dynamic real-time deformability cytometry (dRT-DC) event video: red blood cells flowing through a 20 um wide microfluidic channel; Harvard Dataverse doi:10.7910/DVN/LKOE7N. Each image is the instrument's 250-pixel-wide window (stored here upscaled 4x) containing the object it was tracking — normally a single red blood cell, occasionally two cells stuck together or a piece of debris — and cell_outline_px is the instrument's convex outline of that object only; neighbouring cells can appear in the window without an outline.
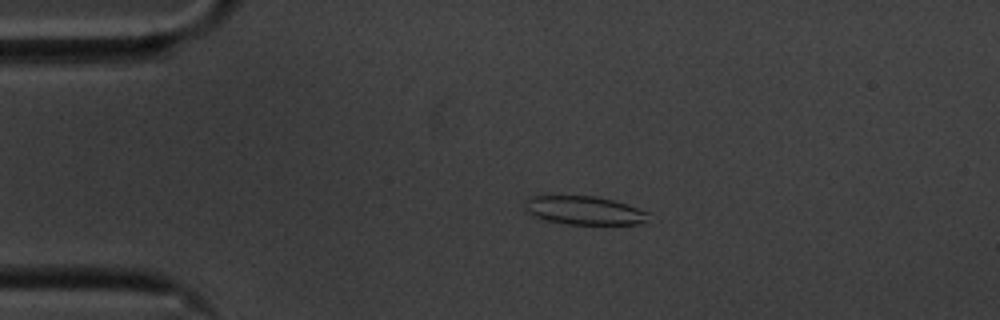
{"species": "common noctule bat (a hibernating species)", "species_latin": "Nyctalus noctula", "temperature_condition": "cold", "stored_images_in_passage": 48, "camera_frame_rate_fps": 3000, "um_per_image_px": 0.085, "animal": {"sex": "male", "body_mass_g": 20.1, "forearm_length_mm": 53.5}, "frame": {"image": 1, "passage_image": 3, "time_ms": 0.667, "image_size_px": [1000, 320], "cell_outline_px": [[648, 212], [644, 220], [640, 224], [568, 224], [540, 220], [528, 212], [524, 208], [528, 200], [532, 196], [596, 196], [628, 204]], "centroid_in_image_um": [49.62, 17.89], "position_along_channel_um": 35.4, "area_um2": 20.35}}
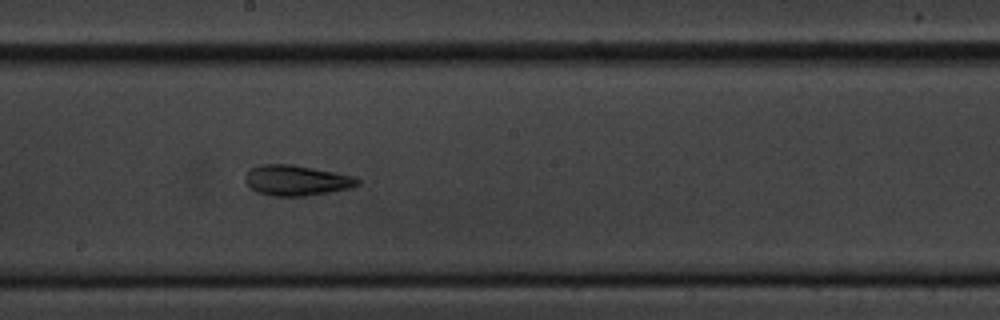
{"frame": {"image": 2, "passage_image": 22, "time_ms": 7.0, "image_size_px": [1000, 320], "cell_outline_px": [[360, 184], [348, 188], [328, 192], [304, 196], [272, 196], [256, 192], [244, 180], [244, 176], [252, 168], [260, 164], [292, 164], [352, 176], [360, 180]], "centroid_in_image_um": [25.15, 15.33], "position_along_channel_um": 223.0, "area_um2": 19.65}}
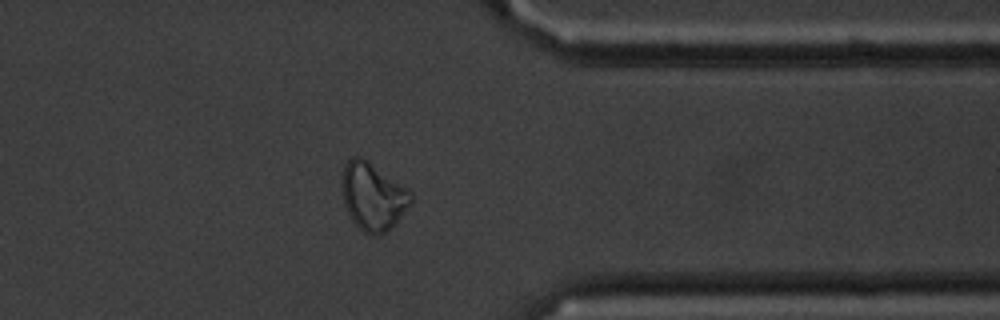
{"frame": {"image": 3, "passage_image": 36, "time_ms": 11.667, "image_size_px": [1000, 320], "cell_outline_px": [[412, 204], [384, 232], [376, 236], [372, 236], [364, 232], [352, 220], [344, 204], [344, 164], [352, 156], [360, 156], [408, 188], [412, 192]], "centroid_in_image_um": [31.72, 16.69], "position_along_channel_um": 379.7, "area_um2": 26.41}, "authors_computed_cell_mechanics": {"area_um2": 20.5479, "velocity_mm_per_s": 3.5325, "shape_relaxation_time_tau1_ms": 5.5306, "shape_relaxation_time_tau2_ms": 2.6123, "deformation_change_tau1": 0.1602, "deformation_change_tau2": 0.0927}}